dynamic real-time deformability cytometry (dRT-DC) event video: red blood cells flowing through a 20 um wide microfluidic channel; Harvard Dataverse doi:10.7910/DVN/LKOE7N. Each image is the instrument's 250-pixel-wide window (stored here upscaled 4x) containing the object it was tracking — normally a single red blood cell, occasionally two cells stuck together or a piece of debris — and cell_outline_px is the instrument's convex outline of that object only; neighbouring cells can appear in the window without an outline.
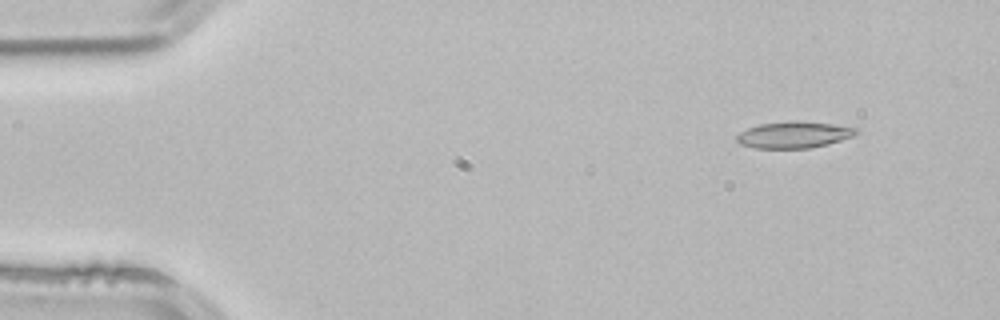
{"species": "common noctule bat (a hibernating species)", "species_latin": "Nyctalus noctula", "temperature_condition": "room temperature", "stored_images_in_passage": 3, "camera_frame_rate_fps": 3000, "um_per_image_px": 0.085, "animal": {"sex": "male", "body_mass_g": 21.5, "forearm_length_mm": 52.0}, "frame": {"image": 1, "passage_image": 1, "time_ms": 0.0, "image_size_px": [1000, 320], "cell_outline_px": [[856, 132], [852, 136], [828, 144], [812, 148], [756, 148], [740, 144], [736, 140], [736, 136], [740, 132], [748, 128], [760, 124], [832, 124], [856, 128]], "centroid_in_image_um": [67.43, 11.52], "position_along_channel_um": 17.6, "area_um2": 17.22}}
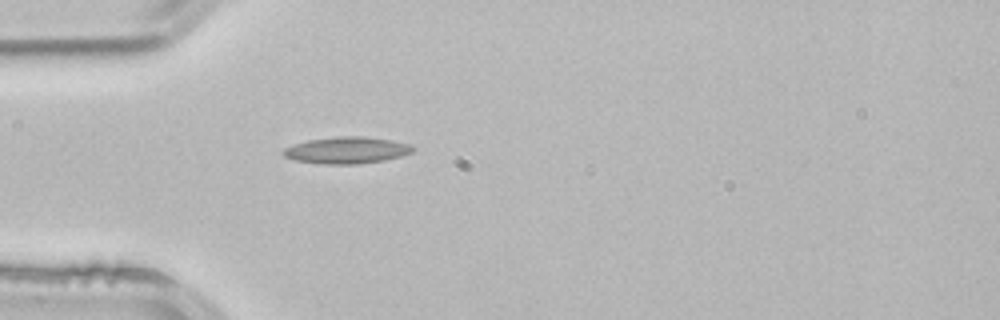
{"frame": {"image": 2, "passage_image": 3, "time_ms": 0.667, "image_size_px": [1000, 320], "cell_outline_px": [[416, 148], [412, 152], [400, 156], [384, 160], [360, 164], [320, 164], [292, 160], [284, 156], [280, 152], [284, 148], [292, 144], [308, 140], [336, 136], [364, 136], [392, 140], [412, 144]], "centroid_in_image_um": [29.45, 12.77], "position_along_channel_um": 55.6, "area_um2": 20.52}}